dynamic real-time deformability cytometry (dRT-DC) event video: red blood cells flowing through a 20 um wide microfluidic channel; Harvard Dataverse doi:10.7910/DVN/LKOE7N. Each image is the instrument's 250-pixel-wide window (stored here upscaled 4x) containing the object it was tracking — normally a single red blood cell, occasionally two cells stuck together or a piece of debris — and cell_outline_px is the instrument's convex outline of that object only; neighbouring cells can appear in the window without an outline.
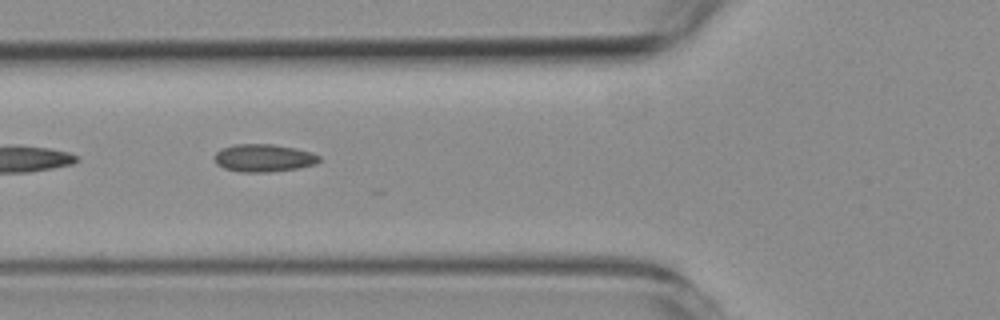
{"species": "common noctule bat (a hibernating species)", "species_latin": "Nyctalus noctula", "temperature_condition": "room temperature", "stored_images_in_passage": 23, "segment_of_instrument_passage": [2, 2], "camera_frame_rate_fps": 3000, "um_per_image_px": 0.085, "animal": {"sex": "female", "body_mass_g": 19.3, "forearm_length_mm": 54.1}, "frame": {"image": 1, "passage_image": 21, "time_ms": 6.667, "image_size_px": [1000, 320], "cell_outline_px": [[320, 160], [316, 164], [300, 168], [268, 172], [240, 172], [224, 168], [216, 164], [212, 156], [216, 152], [224, 148], [236, 144], [272, 144], [296, 148], [312, 152], [320, 156]], "centroid_in_image_um": [22.42, 13.43], "position_along_channel_um": 103.4, "area_um2": 17.05}}